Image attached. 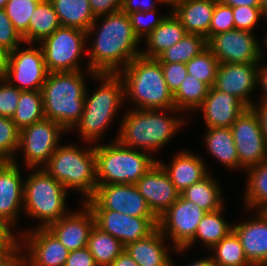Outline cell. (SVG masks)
Here are the masks:
<instances>
[{"mask_svg": "<svg viewBox=\"0 0 267 266\" xmlns=\"http://www.w3.org/2000/svg\"><path fill=\"white\" fill-rule=\"evenodd\" d=\"M107 15L91 50L89 71L94 76L118 73L119 69L116 68L118 62L123 59L126 67L141 55L135 49L140 40L134 34L129 16L122 11Z\"/></svg>", "mask_w": 267, "mask_h": 266, "instance_id": "1", "label": "cell"}, {"mask_svg": "<svg viewBox=\"0 0 267 266\" xmlns=\"http://www.w3.org/2000/svg\"><path fill=\"white\" fill-rule=\"evenodd\" d=\"M83 82L79 71L50 72L41 89L45 118L57 122L64 130L77 124L84 110Z\"/></svg>", "mask_w": 267, "mask_h": 266, "instance_id": "2", "label": "cell"}, {"mask_svg": "<svg viewBox=\"0 0 267 266\" xmlns=\"http://www.w3.org/2000/svg\"><path fill=\"white\" fill-rule=\"evenodd\" d=\"M124 70L123 90L132 95L139 105V110L175 109L173 93L168 88L161 64L157 59L140 55Z\"/></svg>", "mask_w": 267, "mask_h": 266, "instance_id": "3", "label": "cell"}, {"mask_svg": "<svg viewBox=\"0 0 267 266\" xmlns=\"http://www.w3.org/2000/svg\"><path fill=\"white\" fill-rule=\"evenodd\" d=\"M97 184H136L156 163L143 153L123 146H95ZM109 180V181H108Z\"/></svg>", "mask_w": 267, "mask_h": 266, "instance_id": "4", "label": "cell"}, {"mask_svg": "<svg viewBox=\"0 0 267 266\" xmlns=\"http://www.w3.org/2000/svg\"><path fill=\"white\" fill-rule=\"evenodd\" d=\"M45 169L65 188H77L90 199L97 188L96 154L94 147L88 151L78 150L73 146L56 148Z\"/></svg>", "mask_w": 267, "mask_h": 266, "instance_id": "5", "label": "cell"}, {"mask_svg": "<svg viewBox=\"0 0 267 266\" xmlns=\"http://www.w3.org/2000/svg\"><path fill=\"white\" fill-rule=\"evenodd\" d=\"M155 109L136 110L123 119L118 141L129 148L134 145L154 150L168 143L182 121L156 114ZM131 146V147H130Z\"/></svg>", "mask_w": 267, "mask_h": 266, "instance_id": "6", "label": "cell"}, {"mask_svg": "<svg viewBox=\"0 0 267 266\" xmlns=\"http://www.w3.org/2000/svg\"><path fill=\"white\" fill-rule=\"evenodd\" d=\"M118 73L96 74L100 79H104L101 88L93 96L84 101V110L79 125L81 135L85 140L96 139L107 127L116 112L124 90L121 76ZM120 77V78H119ZM122 91V92H121Z\"/></svg>", "mask_w": 267, "mask_h": 266, "instance_id": "7", "label": "cell"}, {"mask_svg": "<svg viewBox=\"0 0 267 266\" xmlns=\"http://www.w3.org/2000/svg\"><path fill=\"white\" fill-rule=\"evenodd\" d=\"M41 170L32 174L24 184L23 200L28 213L43 219L45 223L41 227L47 228L66 216V188L46 170Z\"/></svg>", "mask_w": 267, "mask_h": 266, "instance_id": "8", "label": "cell"}, {"mask_svg": "<svg viewBox=\"0 0 267 266\" xmlns=\"http://www.w3.org/2000/svg\"><path fill=\"white\" fill-rule=\"evenodd\" d=\"M85 206L90 210H113L140 218H157L135 184H98Z\"/></svg>", "mask_w": 267, "mask_h": 266, "instance_id": "9", "label": "cell"}, {"mask_svg": "<svg viewBox=\"0 0 267 266\" xmlns=\"http://www.w3.org/2000/svg\"><path fill=\"white\" fill-rule=\"evenodd\" d=\"M87 32L75 27H59L44 38L41 47L48 72H74Z\"/></svg>", "mask_w": 267, "mask_h": 266, "instance_id": "10", "label": "cell"}, {"mask_svg": "<svg viewBox=\"0 0 267 266\" xmlns=\"http://www.w3.org/2000/svg\"><path fill=\"white\" fill-rule=\"evenodd\" d=\"M231 132L239 157V166H253L267 159V139L258 115L247 108L232 124Z\"/></svg>", "mask_w": 267, "mask_h": 266, "instance_id": "11", "label": "cell"}, {"mask_svg": "<svg viewBox=\"0 0 267 266\" xmlns=\"http://www.w3.org/2000/svg\"><path fill=\"white\" fill-rule=\"evenodd\" d=\"M206 213L180 194L174 204L158 219V228L161 232L170 230L176 250L181 251L193 241L198 224Z\"/></svg>", "mask_w": 267, "mask_h": 266, "instance_id": "12", "label": "cell"}, {"mask_svg": "<svg viewBox=\"0 0 267 266\" xmlns=\"http://www.w3.org/2000/svg\"><path fill=\"white\" fill-rule=\"evenodd\" d=\"M63 129L57 122L43 118L20 130L18 147L24 149L28 167L49 161L57 148L59 133Z\"/></svg>", "mask_w": 267, "mask_h": 266, "instance_id": "13", "label": "cell"}, {"mask_svg": "<svg viewBox=\"0 0 267 266\" xmlns=\"http://www.w3.org/2000/svg\"><path fill=\"white\" fill-rule=\"evenodd\" d=\"M207 47L219 63H258L260 48L250 31L231 30L213 35Z\"/></svg>", "mask_w": 267, "mask_h": 266, "instance_id": "14", "label": "cell"}, {"mask_svg": "<svg viewBox=\"0 0 267 266\" xmlns=\"http://www.w3.org/2000/svg\"><path fill=\"white\" fill-rule=\"evenodd\" d=\"M17 47L10 52L7 72L4 79L0 81L11 82L14 77L19 84L16 86L21 91L41 90L49 74L42 48L19 50Z\"/></svg>", "mask_w": 267, "mask_h": 266, "instance_id": "15", "label": "cell"}, {"mask_svg": "<svg viewBox=\"0 0 267 266\" xmlns=\"http://www.w3.org/2000/svg\"><path fill=\"white\" fill-rule=\"evenodd\" d=\"M95 226L120 240L124 246L142 239L158 227V218H140L113 210H91Z\"/></svg>", "mask_w": 267, "mask_h": 266, "instance_id": "16", "label": "cell"}, {"mask_svg": "<svg viewBox=\"0 0 267 266\" xmlns=\"http://www.w3.org/2000/svg\"><path fill=\"white\" fill-rule=\"evenodd\" d=\"M135 185L158 219L180 196L160 162H156Z\"/></svg>", "mask_w": 267, "mask_h": 266, "instance_id": "17", "label": "cell"}, {"mask_svg": "<svg viewBox=\"0 0 267 266\" xmlns=\"http://www.w3.org/2000/svg\"><path fill=\"white\" fill-rule=\"evenodd\" d=\"M256 63H219L214 88L234 95L248 108L253 104L247 95L258 81ZM256 68V69H255Z\"/></svg>", "mask_w": 267, "mask_h": 266, "instance_id": "18", "label": "cell"}, {"mask_svg": "<svg viewBox=\"0 0 267 266\" xmlns=\"http://www.w3.org/2000/svg\"><path fill=\"white\" fill-rule=\"evenodd\" d=\"M208 128L231 127L236 119L248 108L234 95L221 92L213 86L209 88L200 106Z\"/></svg>", "mask_w": 267, "mask_h": 266, "instance_id": "19", "label": "cell"}, {"mask_svg": "<svg viewBox=\"0 0 267 266\" xmlns=\"http://www.w3.org/2000/svg\"><path fill=\"white\" fill-rule=\"evenodd\" d=\"M85 208L84 213L66 215L47 227L69 251L87 247L95 219L89 207Z\"/></svg>", "mask_w": 267, "mask_h": 266, "instance_id": "20", "label": "cell"}, {"mask_svg": "<svg viewBox=\"0 0 267 266\" xmlns=\"http://www.w3.org/2000/svg\"><path fill=\"white\" fill-rule=\"evenodd\" d=\"M232 230L237 234L248 262L252 266H267V216L260 210L258 220L238 224Z\"/></svg>", "mask_w": 267, "mask_h": 266, "instance_id": "21", "label": "cell"}, {"mask_svg": "<svg viewBox=\"0 0 267 266\" xmlns=\"http://www.w3.org/2000/svg\"><path fill=\"white\" fill-rule=\"evenodd\" d=\"M23 192L24 185L16 162L0 161V218L10 225L14 223L23 201Z\"/></svg>", "mask_w": 267, "mask_h": 266, "instance_id": "22", "label": "cell"}, {"mask_svg": "<svg viewBox=\"0 0 267 266\" xmlns=\"http://www.w3.org/2000/svg\"><path fill=\"white\" fill-rule=\"evenodd\" d=\"M29 238V259L34 266H65L69 250L48 228H38Z\"/></svg>", "mask_w": 267, "mask_h": 266, "instance_id": "23", "label": "cell"}, {"mask_svg": "<svg viewBox=\"0 0 267 266\" xmlns=\"http://www.w3.org/2000/svg\"><path fill=\"white\" fill-rule=\"evenodd\" d=\"M216 1L185 0L175 7L173 14L185 27L187 34H199L208 41Z\"/></svg>", "mask_w": 267, "mask_h": 266, "instance_id": "24", "label": "cell"}, {"mask_svg": "<svg viewBox=\"0 0 267 266\" xmlns=\"http://www.w3.org/2000/svg\"><path fill=\"white\" fill-rule=\"evenodd\" d=\"M163 232L157 227L146 237L125 246V251L139 266H172L162 246Z\"/></svg>", "mask_w": 267, "mask_h": 266, "instance_id": "25", "label": "cell"}, {"mask_svg": "<svg viewBox=\"0 0 267 266\" xmlns=\"http://www.w3.org/2000/svg\"><path fill=\"white\" fill-rule=\"evenodd\" d=\"M161 166L180 194L193 183L199 182L208 175L207 172L205 173L206 170L201 159L189 152H181L176 156L171 167H165L163 164Z\"/></svg>", "mask_w": 267, "mask_h": 266, "instance_id": "26", "label": "cell"}, {"mask_svg": "<svg viewBox=\"0 0 267 266\" xmlns=\"http://www.w3.org/2000/svg\"><path fill=\"white\" fill-rule=\"evenodd\" d=\"M62 27H75L89 35L94 29L96 17L88 0H50Z\"/></svg>", "mask_w": 267, "mask_h": 266, "instance_id": "27", "label": "cell"}, {"mask_svg": "<svg viewBox=\"0 0 267 266\" xmlns=\"http://www.w3.org/2000/svg\"><path fill=\"white\" fill-rule=\"evenodd\" d=\"M145 38L147 39L148 53H141L146 58L157 59L164 51L179 42L186 34L185 27L171 14Z\"/></svg>", "mask_w": 267, "mask_h": 266, "instance_id": "28", "label": "cell"}, {"mask_svg": "<svg viewBox=\"0 0 267 266\" xmlns=\"http://www.w3.org/2000/svg\"><path fill=\"white\" fill-rule=\"evenodd\" d=\"M87 248L93 255L97 266H110L124 251L125 246L120 240L94 225L89 234Z\"/></svg>", "mask_w": 267, "mask_h": 266, "instance_id": "29", "label": "cell"}, {"mask_svg": "<svg viewBox=\"0 0 267 266\" xmlns=\"http://www.w3.org/2000/svg\"><path fill=\"white\" fill-rule=\"evenodd\" d=\"M61 27L55 8L50 0L38 3L28 25V42L42 41Z\"/></svg>", "mask_w": 267, "mask_h": 266, "instance_id": "30", "label": "cell"}, {"mask_svg": "<svg viewBox=\"0 0 267 266\" xmlns=\"http://www.w3.org/2000/svg\"><path fill=\"white\" fill-rule=\"evenodd\" d=\"M205 138L211 154L228 167L239 166V157L230 127L209 128Z\"/></svg>", "mask_w": 267, "mask_h": 266, "instance_id": "31", "label": "cell"}, {"mask_svg": "<svg viewBox=\"0 0 267 266\" xmlns=\"http://www.w3.org/2000/svg\"><path fill=\"white\" fill-rule=\"evenodd\" d=\"M207 175L199 182L193 183L186 188L181 195L192 203L198 205L205 212H213L222 209L220 189Z\"/></svg>", "mask_w": 267, "mask_h": 266, "instance_id": "32", "label": "cell"}, {"mask_svg": "<svg viewBox=\"0 0 267 266\" xmlns=\"http://www.w3.org/2000/svg\"><path fill=\"white\" fill-rule=\"evenodd\" d=\"M45 118L41 90L22 91L15 114L12 116L16 127L22 128Z\"/></svg>", "mask_w": 267, "mask_h": 266, "instance_id": "33", "label": "cell"}, {"mask_svg": "<svg viewBox=\"0 0 267 266\" xmlns=\"http://www.w3.org/2000/svg\"><path fill=\"white\" fill-rule=\"evenodd\" d=\"M207 48V40L199 34H186L179 42L164 51L157 60L160 63H184Z\"/></svg>", "mask_w": 267, "mask_h": 266, "instance_id": "34", "label": "cell"}, {"mask_svg": "<svg viewBox=\"0 0 267 266\" xmlns=\"http://www.w3.org/2000/svg\"><path fill=\"white\" fill-rule=\"evenodd\" d=\"M216 257H212L215 266H252L245 257L237 234L231 230L220 242L213 246Z\"/></svg>", "mask_w": 267, "mask_h": 266, "instance_id": "35", "label": "cell"}, {"mask_svg": "<svg viewBox=\"0 0 267 266\" xmlns=\"http://www.w3.org/2000/svg\"><path fill=\"white\" fill-rule=\"evenodd\" d=\"M209 88L206 83L198 80L193 75L187 74L178 90L173 94L175 109L200 108Z\"/></svg>", "mask_w": 267, "mask_h": 266, "instance_id": "36", "label": "cell"}, {"mask_svg": "<svg viewBox=\"0 0 267 266\" xmlns=\"http://www.w3.org/2000/svg\"><path fill=\"white\" fill-rule=\"evenodd\" d=\"M221 209L207 212L201 222L198 224L193 241L187 245L190 246L197 237L204 241L210 247L220 242L231 230L228 223H226L220 216Z\"/></svg>", "mask_w": 267, "mask_h": 266, "instance_id": "37", "label": "cell"}, {"mask_svg": "<svg viewBox=\"0 0 267 266\" xmlns=\"http://www.w3.org/2000/svg\"><path fill=\"white\" fill-rule=\"evenodd\" d=\"M248 168L251 172L246 195L247 205H262V211L267 207V159Z\"/></svg>", "mask_w": 267, "mask_h": 266, "instance_id": "38", "label": "cell"}, {"mask_svg": "<svg viewBox=\"0 0 267 266\" xmlns=\"http://www.w3.org/2000/svg\"><path fill=\"white\" fill-rule=\"evenodd\" d=\"M186 66L188 74L206 83L210 88L214 86L219 61L208 47L188 61Z\"/></svg>", "mask_w": 267, "mask_h": 266, "instance_id": "39", "label": "cell"}, {"mask_svg": "<svg viewBox=\"0 0 267 266\" xmlns=\"http://www.w3.org/2000/svg\"><path fill=\"white\" fill-rule=\"evenodd\" d=\"M38 3L34 0H9L4 7L6 15L25 42H28L29 20Z\"/></svg>", "mask_w": 267, "mask_h": 266, "instance_id": "40", "label": "cell"}, {"mask_svg": "<svg viewBox=\"0 0 267 266\" xmlns=\"http://www.w3.org/2000/svg\"><path fill=\"white\" fill-rule=\"evenodd\" d=\"M19 132L11 118L0 116V161H14L12 153L19 148Z\"/></svg>", "mask_w": 267, "mask_h": 266, "instance_id": "41", "label": "cell"}, {"mask_svg": "<svg viewBox=\"0 0 267 266\" xmlns=\"http://www.w3.org/2000/svg\"><path fill=\"white\" fill-rule=\"evenodd\" d=\"M231 30H235L232 7L216 1L209 26V39L213 35Z\"/></svg>", "mask_w": 267, "mask_h": 266, "instance_id": "42", "label": "cell"}, {"mask_svg": "<svg viewBox=\"0 0 267 266\" xmlns=\"http://www.w3.org/2000/svg\"><path fill=\"white\" fill-rule=\"evenodd\" d=\"M233 19L236 30L250 31L264 13L261 6H237L232 7Z\"/></svg>", "mask_w": 267, "mask_h": 266, "instance_id": "43", "label": "cell"}, {"mask_svg": "<svg viewBox=\"0 0 267 266\" xmlns=\"http://www.w3.org/2000/svg\"><path fill=\"white\" fill-rule=\"evenodd\" d=\"M21 40L23 41L21 34L14 28L4 8H0V46L12 52Z\"/></svg>", "mask_w": 267, "mask_h": 266, "instance_id": "44", "label": "cell"}, {"mask_svg": "<svg viewBox=\"0 0 267 266\" xmlns=\"http://www.w3.org/2000/svg\"><path fill=\"white\" fill-rule=\"evenodd\" d=\"M164 79L169 90L174 94L187 76V66L184 63H160Z\"/></svg>", "mask_w": 267, "mask_h": 266, "instance_id": "45", "label": "cell"}, {"mask_svg": "<svg viewBox=\"0 0 267 266\" xmlns=\"http://www.w3.org/2000/svg\"><path fill=\"white\" fill-rule=\"evenodd\" d=\"M21 92L12 84L0 87V116L12 118L15 114Z\"/></svg>", "mask_w": 267, "mask_h": 266, "instance_id": "46", "label": "cell"}, {"mask_svg": "<svg viewBox=\"0 0 267 266\" xmlns=\"http://www.w3.org/2000/svg\"><path fill=\"white\" fill-rule=\"evenodd\" d=\"M150 11H138L129 14V19L136 37L140 40L142 33L147 37L163 20L166 16L155 18L149 22H143L144 15L148 16ZM143 29H146L143 31Z\"/></svg>", "mask_w": 267, "mask_h": 266, "instance_id": "47", "label": "cell"}, {"mask_svg": "<svg viewBox=\"0 0 267 266\" xmlns=\"http://www.w3.org/2000/svg\"><path fill=\"white\" fill-rule=\"evenodd\" d=\"M93 15L98 19L100 15L116 13L120 11L123 0H88Z\"/></svg>", "mask_w": 267, "mask_h": 266, "instance_id": "48", "label": "cell"}, {"mask_svg": "<svg viewBox=\"0 0 267 266\" xmlns=\"http://www.w3.org/2000/svg\"><path fill=\"white\" fill-rule=\"evenodd\" d=\"M65 266H97L87 247L69 251Z\"/></svg>", "mask_w": 267, "mask_h": 266, "instance_id": "49", "label": "cell"}, {"mask_svg": "<svg viewBox=\"0 0 267 266\" xmlns=\"http://www.w3.org/2000/svg\"><path fill=\"white\" fill-rule=\"evenodd\" d=\"M9 225L7 221L0 218V252L3 255L12 252L19 246L9 230Z\"/></svg>", "mask_w": 267, "mask_h": 266, "instance_id": "50", "label": "cell"}, {"mask_svg": "<svg viewBox=\"0 0 267 266\" xmlns=\"http://www.w3.org/2000/svg\"><path fill=\"white\" fill-rule=\"evenodd\" d=\"M150 5L148 4L147 1H143L142 4L139 6V3L134 4V0H123L120 11H122L123 13H126L127 15L134 13V12H138V11H151V13H155L154 11L155 5L152 3H150Z\"/></svg>", "mask_w": 267, "mask_h": 266, "instance_id": "51", "label": "cell"}, {"mask_svg": "<svg viewBox=\"0 0 267 266\" xmlns=\"http://www.w3.org/2000/svg\"><path fill=\"white\" fill-rule=\"evenodd\" d=\"M20 248L14 249L8 254H4L0 257V266H21L25 264V261L21 256H17L15 253L19 251Z\"/></svg>", "mask_w": 267, "mask_h": 266, "instance_id": "52", "label": "cell"}, {"mask_svg": "<svg viewBox=\"0 0 267 266\" xmlns=\"http://www.w3.org/2000/svg\"><path fill=\"white\" fill-rule=\"evenodd\" d=\"M260 108L257 107V109L254 107V105L251 107L255 113L258 115L259 121H260V125H261V129L263 131V134L265 135L266 139H267V104L266 103H262L261 106H259Z\"/></svg>", "mask_w": 267, "mask_h": 266, "instance_id": "53", "label": "cell"}, {"mask_svg": "<svg viewBox=\"0 0 267 266\" xmlns=\"http://www.w3.org/2000/svg\"><path fill=\"white\" fill-rule=\"evenodd\" d=\"M110 266H139L134 259L124 250Z\"/></svg>", "mask_w": 267, "mask_h": 266, "instance_id": "54", "label": "cell"}, {"mask_svg": "<svg viewBox=\"0 0 267 266\" xmlns=\"http://www.w3.org/2000/svg\"><path fill=\"white\" fill-rule=\"evenodd\" d=\"M218 2L230 6H261L260 0H217Z\"/></svg>", "mask_w": 267, "mask_h": 266, "instance_id": "55", "label": "cell"}, {"mask_svg": "<svg viewBox=\"0 0 267 266\" xmlns=\"http://www.w3.org/2000/svg\"><path fill=\"white\" fill-rule=\"evenodd\" d=\"M10 52L4 47L0 46V77L5 78L8 63H9Z\"/></svg>", "mask_w": 267, "mask_h": 266, "instance_id": "56", "label": "cell"}, {"mask_svg": "<svg viewBox=\"0 0 267 266\" xmlns=\"http://www.w3.org/2000/svg\"><path fill=\"white\" fill-rule=\"evenodd\" d=\"M259 76H260V78H259ZM258 78L261 79V83L267 92V67L265 69L263 68V70L262 69L258 70ZM263 100H264L263 103L267 104V96L266 97L264 96Z\"/></svg>", "mask_w": 267, "mask_h": 266, "instance_id": "57", "label": "cell"}, {"mask_svg": "<svg viewBox=\"0 0 267 266\" xmlns=\"http://www.w3.org/2000/svg\"><path fill=\"white\" fill-rule=\"evenodd\" d=\"M190 266H215L212 257L206 258V259H200L199 261L195 262L194 264H191Z\"/></svg>", "mask_w": 267, "mask_h": 266, "instance_id": "58", "label": "cell"}, {"mask_svg": "<svg viewBox=\"0 0 267 266\" xmlns=\"http://www.w3.org/2000/svg\"><path fill=\"white\" fill-rule=\"evenodd\" d=\"M161 2H166L168 4L172 3L173 7H176L177 5L181 4L185 0H159Z\"/></svg>", "mask_w": 267, "mask_h": 266, "instance_id": "59", "label": "cell"}, {"mask_svg": "<svg viewBox=\"0 0 267 266\" xmlns=\"http://www.w3.org/2000/svg\"><path fill=\"white\" fill-rule=\"evenodd\" d=\"M262 12L267 15V0H260Z\"/></svg>", "mask_w": 267, "mask_h": 266, "instance_id": "60", "label": "cell"}, {"mask_svg": "<svg viewBox=\"0 0 267 266\" xmlns=\"http://www.w3.org/2000/svg\"><path fill=\"white\" fill-rule=\"evenodd\" d=\"M9 0H0V8H4Z\"/></svg>", "mask_w": 267, "mask_h": 266, "instance_id": "61", "label": "cell"}, {"mask_svg": "<svg viewBox=\"0 0 267 266\" xmlns=\"http://www.w3.org/2000/svg\"><path fill=\"white\" fill-rule=\"evenodd\" d=\"M262 212L267 216V207Z\"/></svg>", "mask_w": 267, "mask_h": 266, "instance_id": "62", "label": "cell"}, {"mask_svg": "<svg viewBox=\"0 0 267 266\" xmlns=\"http://www.w3.org/2000/svg\"><path fill=\"white\" fill-rule=\"evenodd\" d=\"M34 1H37V2L41 3V2L48 1V0H34Z\"/></svg>", "mask_w": 267, "mask_h": 266, "instance_id": "63", "label": "cell"}]
</instances>
